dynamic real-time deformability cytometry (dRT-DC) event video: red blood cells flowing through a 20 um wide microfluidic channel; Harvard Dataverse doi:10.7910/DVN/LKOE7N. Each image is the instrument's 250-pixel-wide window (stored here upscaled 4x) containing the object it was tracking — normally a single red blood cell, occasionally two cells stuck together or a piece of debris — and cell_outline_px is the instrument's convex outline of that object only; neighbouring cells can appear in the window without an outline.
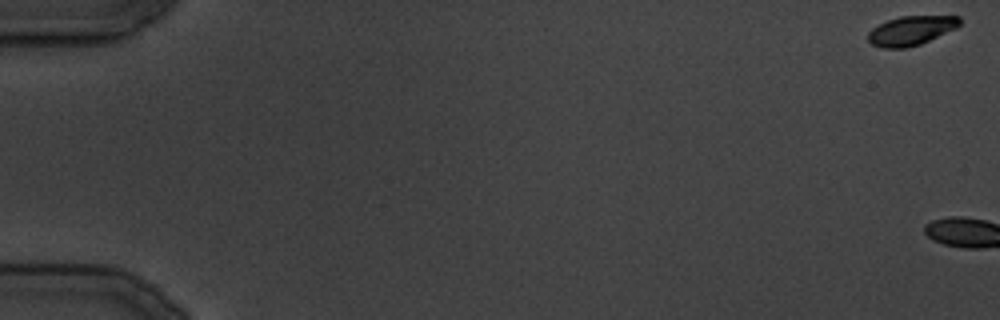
{"species": "common noctule bat (a hibernating species)", "species_latin": "Nyctalus noctula", "temperature_condition": "cold", "stored_images_in_passage": 2, "camera_frame_rate_fps": 3000, "um_per_image_px": 0.085, "animal": {"sex": "male", "body_mass_g": 19.5, "forearm_length_mm": 54.6}, "frame": {"image": 1, "passage_image": 1, "time_ms": 0.0, "image_size_px": [1000, 320], "cell_outline_px": [[960, 24], [956, 28], [920, 44], [904, 48], [884, 48], [872, 44], [868, 40], [868, 32], [872, 28], [888, 20], [900, 16], [960, 16]], "centroid_in_image_um": [77.43, 2.59], "position_along_channel_um": 7.6, "area_um2": 15.43}}